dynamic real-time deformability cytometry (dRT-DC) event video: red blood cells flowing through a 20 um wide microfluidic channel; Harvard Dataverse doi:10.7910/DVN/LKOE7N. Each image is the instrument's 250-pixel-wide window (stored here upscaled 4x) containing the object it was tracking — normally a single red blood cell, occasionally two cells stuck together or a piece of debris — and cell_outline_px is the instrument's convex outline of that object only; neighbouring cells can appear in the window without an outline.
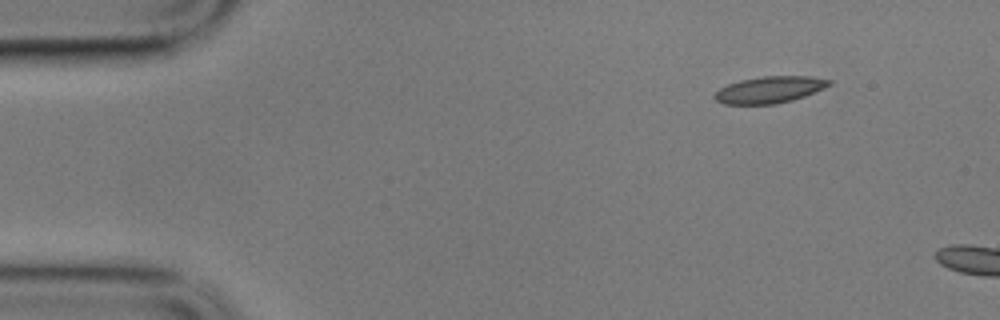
{"species": "common noctule bat (a hibernating species)", "species_latin": "Nyctalus noctula", "temperature_condition": "cold", "stored_images_in_passage": 4, "camera_frame_rate_fps": 3000, "um_per_image_px": 0.085, "animal": {"sex": "male", "body_mass_g": 17.9}, "frame": {"image": 1, "passage_image": 1, "time_ms": 0.0, "image_size_px": [1000, 320], "cell_outline_px": [[832, 84], [824, 88], [804, 96], [792, 100], [776, 104], [724, 104], [716, 100], [712, 96], [720, 88], [728, 84], [740, 80], [764, 76], [808, 76], [832, 80]], "centroid_in_image_um": [65.41, 7.62], "position_along_channel_um": 19.6, "area_um2": 17.74}}